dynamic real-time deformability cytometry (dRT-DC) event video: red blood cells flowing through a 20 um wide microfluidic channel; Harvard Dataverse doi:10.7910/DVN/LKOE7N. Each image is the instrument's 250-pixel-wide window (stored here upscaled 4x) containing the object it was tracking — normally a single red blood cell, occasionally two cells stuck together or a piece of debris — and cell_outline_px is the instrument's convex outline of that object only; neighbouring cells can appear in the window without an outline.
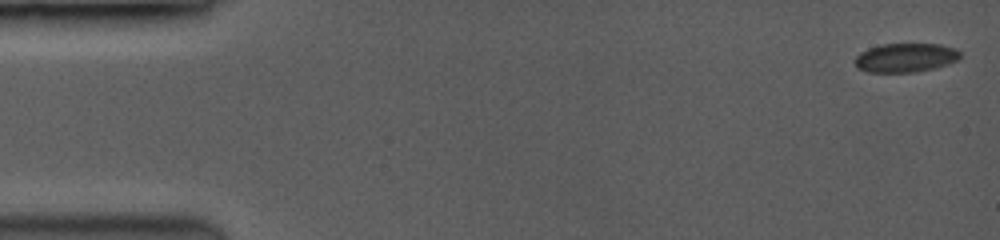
{"species": "common noctule bat (a hibernating species)", "species_latin": "Nyctalus noctula", "temperature_condition": "room temperature", "stored_images_in_passage": 24, "camera_frame_rate_fps": 3500, "um_per_image_px": 0.085, "animal": {"sex": "female", "body_mass_g": 19.0, "forearm_length_mm": 53.3}, "frame": {"image": 1, "passage_image": 1, "time_ms": 0.0, "image_size_px": [1000, 240], "cell_outline_px": [[960, 56], [956, 60], [948, 64], [936, 68], [916, 72], [868, 72], [860, 68], [856, 64], [856, 56], [860, 52], [868, 48], [884, 44], [936, 44], [952, 48], [960, 52]], "centroid_in_image_um": [76.97, 4.91], "position_along_channel_um": 8.0, "area_um2": 17.51}}
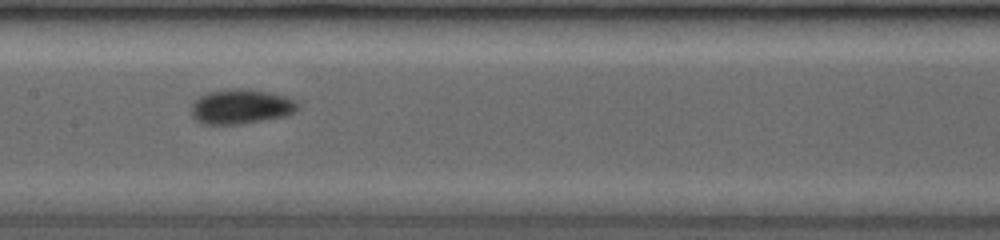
{"frame": {"image": 2, "passage_image": 22, "time_ms": 8.0, "image_size_px": [1000, 240], "cell_outline_px": [[296, 108], [292, 112], [280, 116], [240, 124], [204, 124], [196, 120], [192, 116], [192, 108], [196, 100], [212, 92], [240, 88], [264, 92], [280, 96], [292, 100], [296, 104]], "centroid_in_image_um": [20.4, 9.08], "position_along_channel_um": 187.0, "area_um2": 20.23}}
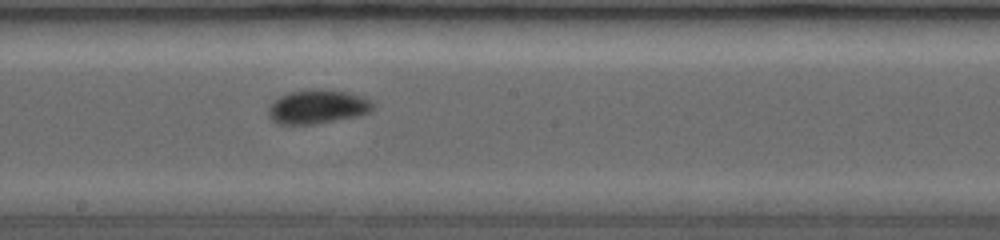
{"frame": {"image": 3, "passage_image": 24, "time_ms": 8.857, "image_size_px": [1000, 240], "cell_outline_px": [[372, 108], [368, 112], [356, 116], [316, 124], [280, 124], [272, 120], [268, 112], [272, 104], [276, 100], [292, 92], [344, 92], [368, 100], [372, 104]], "centroid_in_image_um": [26.96, 9.15], "position_along_channel_um": 221.2, "area_um2": 19.07}}